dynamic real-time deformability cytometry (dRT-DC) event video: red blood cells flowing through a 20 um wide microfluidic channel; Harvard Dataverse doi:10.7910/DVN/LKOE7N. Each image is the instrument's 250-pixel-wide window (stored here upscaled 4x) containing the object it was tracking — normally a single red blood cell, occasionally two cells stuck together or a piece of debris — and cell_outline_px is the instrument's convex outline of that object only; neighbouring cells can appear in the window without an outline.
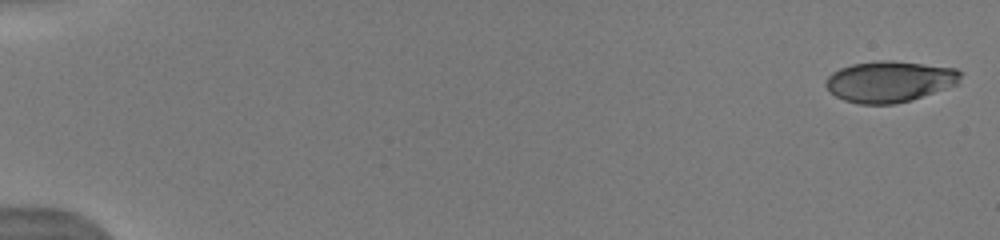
{"species": "human", "species_latin": "Homo sapiens", "temperature_condition": "warm", "stored_images_in_passage": 29, "camera_frame_rate_fps": 3000, "um_per_image_px": 0.085, "donor": {"sex": "male"}, "frame": {"image": 1, "passage_image": 1, "time_ms": 0.0, "image_size_px": [1000, 240], "cell_outline_px": [[964, 72], [960, 84], [896, 104], [860, 104], [844, 100], [836, 96], [824, 84], [824, 80], [832, 72], [840, 68], [852, 64], [880, 60], [892, 60], [956, 68]], "centroid_in_image_um": [75.65, 6.92], "position_along_channel_um": 9.3, "area_um2": 32.48}}
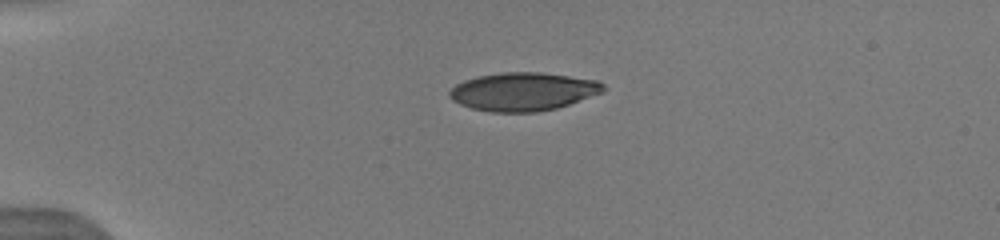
{"frame": {"image": 2, "passage_image": 6, "time_ms": 4.0, "image_size_px": [1000, 240], "cell_outline_px": [[608, 88], [604, 92], [556, 108], [536, 112], [492, 112], [472, 108], [460, 104], [452, 100], [448, 96], [448, 92], [456, 84], [464, 80], [476, 76], [500, 72], [540, 72], [600, 80]], "centroid_in_image_um": [44.48, 7.77], "position_along_channel_um": 40.5, "area_um2": 34.56}}
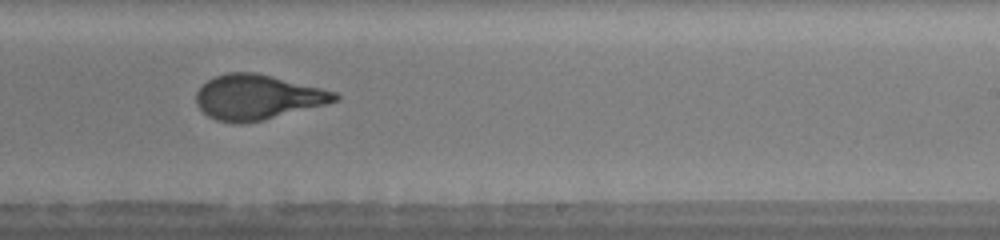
{"frame": {"image": 3, "passage_image": 15, "time_ms": 10.667, "image_size_px": [1000, 240], "cell_outline_px": [[340, 96], [336, 100], [328, 104], [260, 120], [216, 120], [208, 116], [196, 104], [196, 92], [212, 76], [228, 72], [256, 72], [336, 92]], "centroid_in_image_um": [21.88, 8.21], "position_along_channel_um": 267.1, "area_um2": 35.32}, "authors_computed_cell_mechanics": {"area_um2": 35.6626, "velocity_mm_per_s": 4.0974, "shape_relaxation_time_tau1_ms": 4.1336, "shape_relaxation_time_tau2_ms": 0.7313, "deformation_change_tau1": 0.2158, "deformation_change_tau2": 0.0732}}